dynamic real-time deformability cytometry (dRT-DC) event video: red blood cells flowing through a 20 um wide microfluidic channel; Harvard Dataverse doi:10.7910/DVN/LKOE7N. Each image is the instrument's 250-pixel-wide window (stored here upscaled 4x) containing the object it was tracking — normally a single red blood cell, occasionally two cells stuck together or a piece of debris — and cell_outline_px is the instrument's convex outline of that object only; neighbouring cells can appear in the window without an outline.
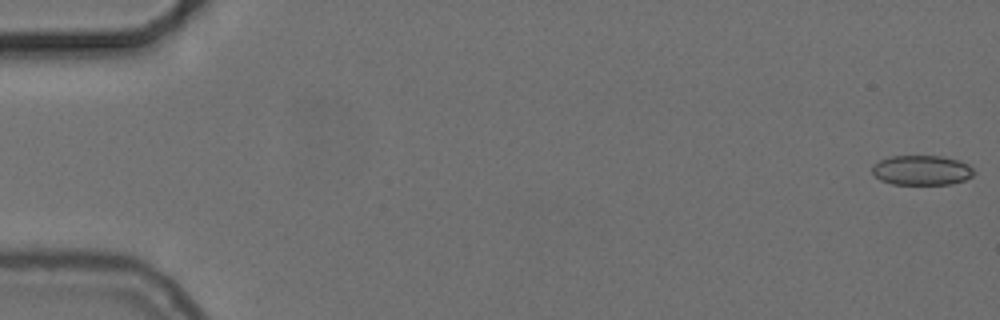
{"species": "common noctule bat (a hibernating species)", "species_latin": "Nyctalus noctula", "temperature_condition": "cold", "stored_images_in_passage": 56, "camera_frame_rate_fps": 3000, "um_per_image_px": 0.085, "animal": {"sex": "female", "body_mass_g": 24.6, "forearm_length_mm": 56.2}, "frame": {"image": 1, "passage_image": 1, "time_ms": 0.0, "image_size_px": [1000, 320], "cell_outline_px": [[976, 172], [972, 176], [964, 180], [952, 184], [892, 184], [880, 180], [872, 172], [872, 164], [880, 160], [892, 156], [944, 156], [968, 164]], "centroid_in_image_um": [78.34, 14.47], "position_along_channel_um": 6.7, "area_um2": 17.69}}
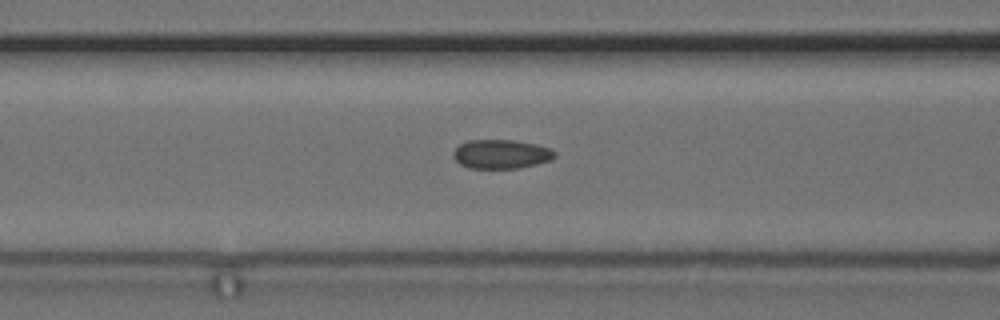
{"frame": {"image": 2, "passage_image": 23, "time_ms": 7.333, "image_size_px": [1000, 320], "cell_outline_px": [[556, 156], [552, 160], [536, 164], [516, 168], [468, 168], [460, 164], [452, 156], [452, 152], [460, 144], [468, 140], [512, 140], [536, 144], [548, 148], [556, 152]], "centroid_in_image_um": [42.58, 13.1], "position_along_channel_um": 124.0, "area_um2": 17.17}}
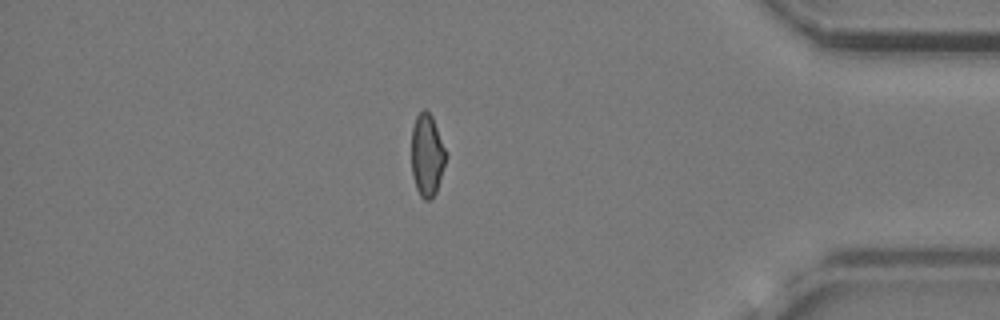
{"frame": {"image": 3, "passage_image": 48, "time_ms": 15.667, "image_size_px": [1000, 320], "cell_outline_px": [[444, 164], [436, 192], [428, 200], [424, 200], [420, 196], [416, 188], [412, 176], [412, 128], [416, 116], [424, 108], [432, 116], [444, 148]], "centroid_in_image_um": [36.26, 13.19], "position_along_channel_um": 398.9, "area_um2": 16.01}, "authors_computed_cell_mechanics": {"area_um2": 17.1666, "velocity_mm_per_s": 3.7203, "shape_relaxation_time_tau1_ms": null, "shape_relaxation_time_tau2_ms": 1.2465, "deformation_change_tau1": null, "deformation_change_tau2": 0.0501}}